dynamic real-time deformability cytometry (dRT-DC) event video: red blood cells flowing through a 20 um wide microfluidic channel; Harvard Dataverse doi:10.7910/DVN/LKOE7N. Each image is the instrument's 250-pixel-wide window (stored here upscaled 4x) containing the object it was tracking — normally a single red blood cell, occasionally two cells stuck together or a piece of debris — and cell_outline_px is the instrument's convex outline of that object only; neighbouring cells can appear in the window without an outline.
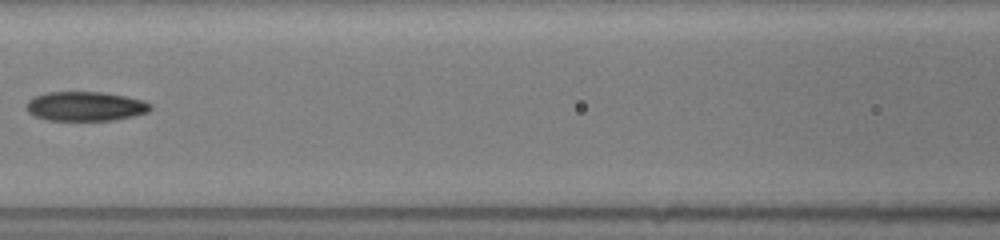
{"species": "common noctule bat (a hibernating species)", "species_latin": "Nyctalus noctula", "temperature_condition": "room temperature", "stored_images_in_passage": 36, "camera_frame_rate_fps": 3000, "um_per_image_px": 0.085, "animal": {"sex": "female", "body_mass_g": 19.5, "forearm_length_mm": 54.1}, "frame": {"image": 1, "passage_image": 15, "time_ms": 8.0, "image_size_px": [1000, 240], "cell_outline_px": [[152, 108], [148, 112], [116, 120], [48, 120], [36, 116], [28, 112], [24, 108], [24, 104], [32, 96], [48, 92], [104, 92], [144, 100], [152, 104]], "centroid_in_image_um": [7.23, 9.03], "position_along_channel_um": 159.4, "area_um2": 21.44}}
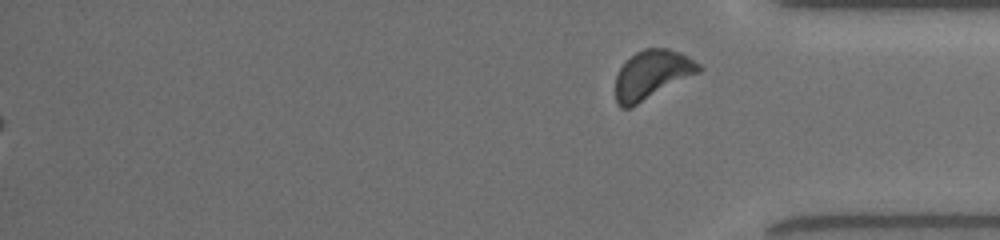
{"frame": {"image": 2, "passage_image": 36, "time_ms": 17.333, "image_size_px": [1000, 240], "cell_outline_px": [[704, 68], [700, 72], [632, 108], [620, 108], [616, 104], [616, 76], [620, 68], [636, 52], [644, 48], [668, 48], [680, 52], [700, 64]], "centroid_in_image_um": [55.42, 6.37], "position_along_channel_um": 379.8, "area_um2": 23.81}, "authors_computed_cell_mechanics": {"area_um2": 21.7906, "velocity_mm_per_s": 4.0412, "shape_relaxation_time_tau1_ms": 3.8908, "shape_relaxation_time_tau2_ms": 3.4273, "deformation_change_tau1": 0.189, "deformation_change_tau2": 0.1116}}